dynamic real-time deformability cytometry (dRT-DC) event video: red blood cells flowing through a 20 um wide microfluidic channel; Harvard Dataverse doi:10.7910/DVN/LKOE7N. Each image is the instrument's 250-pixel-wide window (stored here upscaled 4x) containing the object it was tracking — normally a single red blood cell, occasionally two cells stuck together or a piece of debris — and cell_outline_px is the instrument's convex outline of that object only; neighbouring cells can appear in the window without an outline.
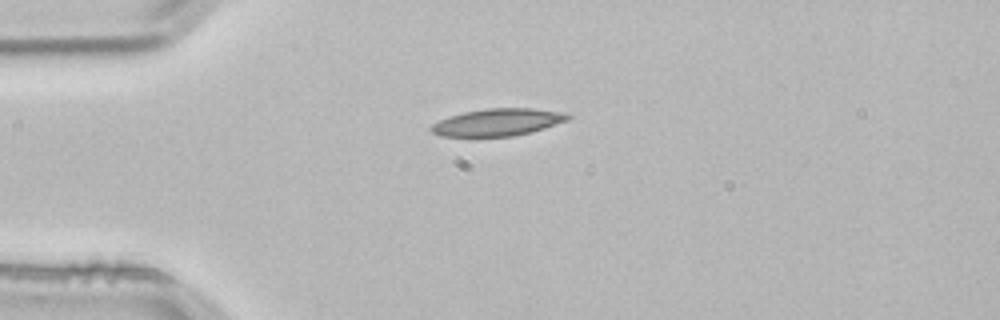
{"species": "common noctule bat (a hibernating species)", "species_latin": "Nyctalus noctula", "temperature_condition": "room temperature", "stored_images_in_passage": 3, "camera_frame_rate_fps": 3000, "um_per_image_px": 0.085, "animal": {"sex": "male", "body_mass_g": 21.5, "forearm_length_mm": 52.0}, "frame": {"image": 1, "passage_image": 3, "time_ms": 0.667, "image_size_px": [1000, 320], "cell_outline_px": [[572, 116], [568, 120], [532, 132], [512, 136], [440, 136], [432, 132], [428, 128], [432, 124], [448, 116], [464, 112], [484, 108], [532, 108], [568, 112]], "centroid_in_image_um": [42.33, 10.38], "position_along_channel_um": 42.7, "area_um2": 21.85}}